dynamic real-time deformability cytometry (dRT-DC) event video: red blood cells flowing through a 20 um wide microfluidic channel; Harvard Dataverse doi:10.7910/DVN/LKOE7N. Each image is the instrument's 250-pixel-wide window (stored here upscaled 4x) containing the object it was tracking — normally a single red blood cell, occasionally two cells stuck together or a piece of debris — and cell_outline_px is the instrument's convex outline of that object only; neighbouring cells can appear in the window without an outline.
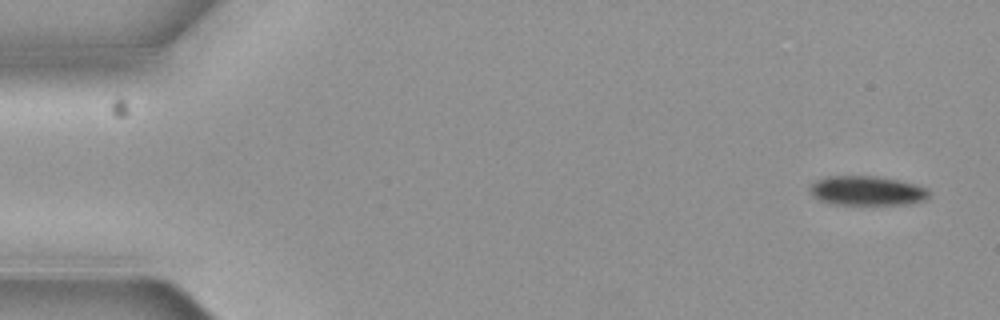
{"species": "common noctule bat (a hibernating species)", "species_latin": "Nyctalus noctula", "temperature_condition": "cold", "stored_images_in_passage": 4, "camera_frame_rate_fps": 3000, "um_per_image_px": 0.085, "animal": {"sex": "female", "body_mass_g": 19.3, "forearm_length_mm": 54.1}, "frame": {"image": 1, "passage_image": 1, "time_ms": 0.0, "image_size_px": [1000, 320], "cell_outline_px": [[928, 196], [924, 200], [908, 204], [828, 204], [812, 196], [808, 188], [816, 180], [828, 176], [876, 176], [896, 180], [912, 184], [924, 188], [928, 192]], "centroid_in_image_um": [73.6, 16.22], "position_along_channel_um": 11.4, "area_um2": 20.17}}
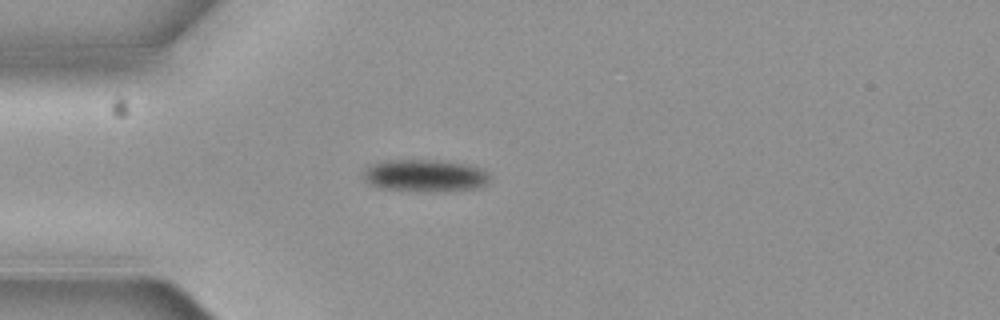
{"frame": {"image": 2, "passage_image": 4, "time_ms": 1.0, "image_size_px": [1000, 320], "cell_outline_px": [[488, 180], [480, 188], [436, 192], [420, 192], [380, 188], [368, 184], [364, 180], [364, 172], [372, 164], [384, 160], [432, 160], [468, 164], [480, 168], [488, 176]], "centroid_in_image_um": [36.09, 14.95], "position_along_channel_um": 48.9, "area_um2": 23.81}}